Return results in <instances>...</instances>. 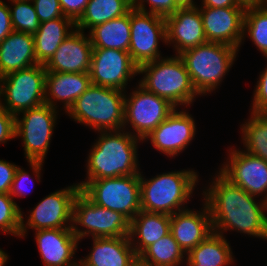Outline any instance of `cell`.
I'll use <instances>...</instances> for the list:
<instances>
[{"mask_svg": "<svg viewBox=\"0 0 267 266\" xmlns=\"http://www.w3.org/2000/svg\"><path fill=\"white\" fill-rule=\"evenodd\" d=\"M208 189L204 202L211 214L213 231L224 235L231 230L267 240V202L233 184L220 171Z\"/></svg>", "mask_w": 267, "mask_h": 266, "instance_id": "1", "label": "cell"}, {"mask_svg": "<svg viewBox=\"0 0 267 266\" xmlns=\"http://www.w3.org/2000/svg\"><path fill=\"white\" fill-rule=\"evenodd\" d=\"M98 133V140L92 146L86 161V180L140 174L137 143L142 139L123 129Z\"/></svg>", "mask_w": 267, "mask_h": 266, "instance_id": "2", "label": "cell"}, {"mask_svg": "<svg viewBox=\"0 0 267 266\" xmlns=\"http://www.w3.org/2000/svg\"><path fill=\"white\" fill-rule=\"evenodd\" d=\"M142 175L140 172L141 210L170 216L187 209L184 204L199 180L193 169L162 173L149 180Z\"/></svg>", "mask_w": 267, "mask_h": 266, "instance_id": "3", "label": "cell"}, {"mask_svg": "<svg viewBox=\"0 0 267 266\" xmlns=\"http://www.w3.org/2000/svg\"><path fill=\"white\" fill-rule=\"evenodd\" d=\"M125 94L114 88L91 85L66 112L95 131L124 129Z\"/></svg>", "mask_w": 267, "mask_h": 266, "instance_id": "4", "label": "cell"}, {"mask_svg": "<svg viewBox=\"0 0 267 266\" xmlns=\"http://www.w3.org/2000/svg\"><path fill=\"white\" fill-rule=\"evenodd\" d=\"M138 73H145L139 81L141 86L175 107H187L199 96L179 55L146 62L139 66Z\"/></svg>", "mask_w": 267, "mask_h": 266, "instance_id": "5", "label": "cell"}, {"mask_svg": "<svg viewBox=\"0 0 267 266\" xmlns=\"http://www.w3.org/2000/svg\"><path fill=\"white\" fill-rule=\"evenodd\" d=\"M238 51L226 44L207 42L182 52L179 57L185 64L194 88L202 96L220 86Z\"/></svg>", "mask_w": 267, "mask_h": 266, "instance_id": "6", "label": "cell"}, {"mask_svg": "<svg viewBox=\"0 0 267 266\" xmlns=\"http://www.w3.org/2000/svg\"><path fill=\"white\" fill-rule=\"evenodd\" d=\"M21 113V119L15 116V138H22L26 160L40 182V173L56 125L58 110L44 103Z\"/></svg>", "mask_w": 267, "mask_h": 266, "instance_id": "7", "label": "cell"}, {"mask_svg": "<svg viewBox=\"0 0 267 266\" xmlns=\"http://www.w3.org/2000/svg\"><path fill=\"white\" fill-rule=\"evenodd\" d=\"M96 205L116 211L131 221L141 211L139 174L77 183Z\"/></svg>", "mask_w": 267, "mask_h": 266, "instance_id": "8", "label": "cell"}, {"mask_svg": "<svg viewBox=\"0 0 267 266\" xmlns=\"http://www.w3.org/2000/svg\"><path fill=\"white\" fill-rule=\"evenodd\" d=\"M46 73L44 65L36 64L1 77L0 105L10 114L19 116L23 111L44 104Z\"/></svg>", "mask_w": 267, "mask_h": 266, "instance_id": "9", "label": "cell"}, {"mask_svg": "<svg viewBox=\"0 0 267 266\" xmlns=\"http://www.w3.org/2000/svg\"><path fill=\"white\" fill-rule=\"evenodd\" d=\"M84 227L85 230L77 226ZM72 230L79 239L129 237L130 221L121 213L100 207L92 202L82 191L74 199Z\"/></svg>", "mask_w": 267, "mask_h": 266, "instance_id": "10", "label": "cell"}, {"mask_svg": "<svg viewBox=\"0 0 267 266\" xmlns=\"http://www.w3.org/2000/svg\"><path fill=\"white\" fill-rule=\"evenodd\" d=\"M139 86L130 95L125 94V125L130 124L133 135L144 140L168 116L177 109L167 99L159 97Z\"/></svg>", "mask_w": 267, "mask_h": 266, "instance_id": "11", "label": "cell"}, {"mask_svg": "<svg viewBox=\"0 0 267 266\" xmlns=\"http://www.w3.org/2000/svg\"><path fill=\"white\" fill-rule=\"evenodd\" d=\"M80 191L81 188L76 183L50 193L32 211L30 210L26 223H24L23 212H21L20 237H25L27 228H33L35 231L72 229L73 203Z\"/></svg>", "mask_w": 267, "mask_h": 266, "instance_id": "12", "label": "cell"}, {"mask_svg": "<svg viewBox=\"0 0 267 266\" xmlns=\"http://www.w3.org/2000/svg\"><path fill=\"white\" fill-rule=\"evenodd\" d=\"M130 29L128 52L138 66L163 58L160 56L159 40L166 44L165 18L132 8Z\"/></svg>", "mask_w": 267, "mask_h": 266, "instance_id": "13", "label": "cell"}, {"mask_svg": "<svg viewBox=\"0 0 267 266\" xmlns=\"http://www.w3.org/2000/svg\"><path fill=\"white\" fill-rule=\"evenodd\" d=\"M139 66L129 52L118 49H93L90 79L93 85L126 91L128 81L138 75Z\"/></svg>", "mask_w": 267, "mask_h": 266, "instance_id": "14", "label": "cell"}, {"mask_svg": "<svg viewBox=\"0 0 267 266\" xmlns=\"http://www.w3.org/2000/svg\"><path fill=\"white\" fill-rule=\"evenodd\" d=\"M229 161L219 170L233 184L267 202V162L245 150L230 149Z\"/></svg>", "mask_w": 267, "mask_h": 266, "instance_id": "15", "label": "cell"}, {"mask_svg": "<svg viewBox=\"0 0 267 266\" xmlns=\"http://www.w3.org/2000/svg\"><path fill=\"white\" fill-rule=\"evenodd\" d=\"M204 34L208 42L239 49L243 40L246 7H200Z\"/></svg>", "mask_w": 267, "mask_h": 266, "instance_id": "16", "label": "cell"}, {"mask_svg": "<svg viewBox=\"0 0 267 266\" xmlns=\"http://www.w3.org/2000/svg\"><path fill=\"white\" fill-rule=\"evenodd\" d=\"M196 134L195 120L185 110H174L166 120H164L156 129H154L146 139L152 143L156 150L175 157L183 152Z\"/></svg>", "mask_w": 267, "mask_h": 266, "instance_id": "17", "label": "cell"}, {"mask_svg": "<svg viewBox=\"0 0 267 266\" xmlns=\"http://www.w3.org/2000/svg\"><path fill=\"white\" fill-rule=\"evenodd\" d=\"M93 46L89 35L75 28L44 65L47 72L89 73Z\"/></svg>", "mask_w": 267, "mask_h": 266, "instance_id": "18", "label": "cell"}, {"mask_svg": "<svg viewBox=\"0 0 267 266\" xmlns=\"http://www.w3.org/2000/svg\"><path fill=\"white\" fill-rule=\"evenodd\" d=\"M165 21L166 44H173L177 55L208 42L198 6L179 8L172 15L166 17Z\"/></svg>", "mask_w": 267, "mask_h": 266, "instance_id": "19", "label": "cell"}, {"mask_svg": "<svg viewBox=\"0 0 267 266\" xmlns=\"http://www.w3.org/2000/svg\"><path fill=\"white\" fill-rule=\"evenodd\" d=\"M202 209L197 212L187 208L171 215L170 232L186 255L214 232L205 202Z\"/></svg>", "mask_w": 267, "mask_h": 266, "instance_id": "20", "label": "cell"}, {"mask_svg": "<svg viewBox=\"0 0 267 266\" xmlns=\"http://www.w3.org/2000/svg\"><path fill=\"white\" fill-rule=\"evenodd\" d=\"M35 235L45 266H79V262L73 260L79 239L72 229L38 230Z\"/></svg>", "mask_w": 267, "mask_h": 266, "instance_id": "21", "label": "cell"}, {"mask_svg": "<svg viewBox=\"0 0 267 266\" xmlns=\"http://www.w3.org/2000/svg\"><path fill=\"white\" fill-rule=\"evenodd\" d=\"M92 239L93 248L79 260V266H138V256L129 237Z\"/></svg>", "mask_w": 267, "mask_h": 266, "instance_id": "22", "label": "cell"}, {"mask_svg": "<svg viewBox=\"0 0 267 266\" xmlns=\"http://www.w3.org/2000/svg\"><path fill=\"white\" fill-rule=\"evenodd\" d=\"M91 85L89 73L47 72L45 103L57 109L56 101H61L67 112Z\"/></svg>", "mask_w": 267, "mask_h": 266, "instance_id": "23", "label": "cell"}, {"mask_svg": "<svg viewBox=\"0 0 267 266\" xmlns=\"http://www.w3.org/2000/svg\"><path fill=\"white\" fill-rule=\"evenodd\" d=\"M36 64L33 34L12 31L0 43V78Z\"/></svg>", "mask_w": 267, "mask_h": 266, "instance_id": "24", "label": "cell"}, {"mask_svg": "<svg viewBox=\"0 0 267 266\" xmlns=\"http://www.w3.org/2000/svg\"><path fill=\"white\" fill-rule=\"evenodd\" d=\"M170 222V215L141 210L130 221L129 238L136 255L139 256L148 246L168 234Z\"/></svg>", "mask_w": 267, "mask_h": 266, "instance_id": "25", "label": "cell"}, {"mask_svg": "<svg viewBox=\"0 0 267 266\" xmlns=\"http://www.w3.org/2000/svg\"><path fill=\"white\" fill-rule=\"evenodd\" d=\"M75 23L70 18H57L40 23L37 32L33 34L35 54L38 64L45 65L59 45L75 29Z\"/></svg>", "mask_w": 267, "mask_h": 266, "instance_id": "26", "label": "cell"}, {"mask_svg": "<svg viewBox=\"0 0 267 266\" xmlns=\"http://www.w3.org/2000/svg\"><path fill=\"white\" fill-rule=\"evenodd\" d=\"M130 19L131 10L121 17L91 28L87 35L93 49L107 48L128 52L131 39Z\"/></svg>", "mask_w": 267, "mask_h": 266, "instance_id": "27", "label": "cell"}, {"mask_svg": "<svg viewBox=\"0 0 267 266\" xmlns=\"http://www.w3.org/2000/svg\"><path fill=\"white\" fill-rule=\"evenodd\" d=\"M187 266H228L234 262L226 238L213 232L186 255Z\"/></svg>", "mask_w": 267, "mask_h": 266, "instance_id": "28", "label": "cell"}, {"mask_svg": "<svg viewBox=\"0 0 267 266\" xmlns=\"http://www.w3.org/2000/svg\"><path fill=\"white\" fill-rule=\"evenodd\" d=\"M132 9V0H89L86 8L75 23V28L83 31L114 18L127 14Z\"/></svg>", "mask_w": 267, "mask_h": 266, "instance_id": "29", "label": "cell"}, {"mask_svg": "<svg viewBox=\"0 0 267 266\" xmlns=\"http://www.w3.org/2000/svg\"><path fill=\"white\" fill-rule=\"evenodd\" d=\"M186 254L171 232L148 246L138 256V266H178Z\"/></svg>", "mask_w": 267, "mask_h": 266, "instance_id": "30", "label": "cell"}, {"mask_svg": "<svg viewBox=\"0 0 267 266\" xmlns=\"http://www.w3.org/2000/svg\"><path fill=\"white\" fill-rule=\"evenodd\" d=\"M241 126L245 152L267 162V113L251 112L250 119Z\"/></svg>", "mask_w": 267, "mask_h": 266, "instance_id": "31", "label": "cell"}, {"mask_svg": "<svg viewBox=\"0 0 267 266\" xmlns=\"http://www.w3.org/2000/svg\"><path fill=\"white\" fill-rule=\"evenodd\" d=\"M243 33V40L248 34L254 45L267 58V0L259 5L246 7Z\"/></svg>", "mask_w": 267, "mask_h": 266, "instance_id": "32", "label": "cell"}, {"mask_svg": "<svg viewBox=\"0 0 267 266\" xmlns=\"http://www.w3.org/2000/svg\"><path fill=\"white\" fill-rule=\"evenodd\" d=\"M13 31L35 34L40 27V22L32 0H9ZM32 3V4H31Z\"/></svg>", "mask_w": 267, "mask_h": 266, "instance_id": "33", "label": "cell"}, {"mask_svg": "<svg viewBox=\"0 0 267 266\" xmlns=\"http://www.w3.org/2000/svg\"><path fill=\"white\" fill-rule=\"evenodd\" d=\"M21 212L9 194L0 193V230L3 233L20 237Z\"/></svg>", "mask_w": 267, "mask_h": 266, "instance_id": "34", "label": "cell"}, {"mask_svg": "<svg viewBox=\"0 0 267 266\" xmlns=\"http://www.w3.org/2000/svg\"><path fill=\"white\" fill-rule=\"evenodd\" d=\"M144 2L149 4V11L145 8L146 5ZM132 8L142 12L152 13L163 18L172 15L179 9L174 0H132Z\"/></svg>", "mask_w": 267, "mask_h": 266, "instance_id": "35", "label": "cell"}, {"mask_svg": "<svg viewBox=\"0 0 267 266\" xmlns=\"http://www.w3.org/2000/svg\"><path fill=\"white\" fill-rule=\"evenodd\" d=\"M39 22H45L64 16L59 0H32Z\"/></svg>", "mask_w": 267, "mask_h": 266, "instance_id": "36", "label": "cell"}, {"mask_svg": "<svg viewBox=\"0 0 267 266\" xmlns=\"http://www.w3.org/2000/svg\"><path fill=\"white\" fill-rule=\"evenodd\" d=\"M253 94L251 112L267 113V66L261 72Z\"/></svg>", "mask_w": 267, "mask_h": 266, "instance_id": "37", "label": "cell"}, {"mask_svg": "<svg viewBox=\"0 0 267 266\" xmlns=\"http://www.w3.org/2000/svg\"><path fill=\"white\" fill-rule=\"evenodd\" d=\"M15 138V116L0 105V144Z\"/></svg>", "mask_w": 267, "mask_h": 266, "instance_id": "38", "label": "cell"}, {"mask_svg": "<svg viewBox=\"0 0 267 266\" xmlns=\"http://www.w3.org/2000/svg\"><path fill=\"white\" fill-rule=\"evenodd\" d=\"M65 17L76 23L83 14L89 0H59Z\"/></svg>", "mask_w": 267, "mask_h": 266, "instance_id": "39", "label": "cell"}, {"mask_svg": "<svg viewBox=\"0 0 267 266\" xmlns=\"http://www.w3.org/2000/svg\"><path fill=\"white\" fill-rule=\"evenodd\" d=\"M17 165L0 159V193L9 194Z\"/></svg>", "mask_w": 267, "mask_h": 266, "instance_id": "40", "label": "cell"}, {"mask_svg": "<svg viewBox=\"0 0 267 266\" xmlns=\"http://www.w3.org/2000/svg\"><path fill=\"white\" fill-rule=\"evenodd\" d=\"M31 180V176L29 175V172L23 170L19 166L17 167L14 175L13 182L11 184V188L9 191V195L14 198L15 196L21 197L25 196L24 191H26L25 188V183L27 184L26 181ZM27 188V187H26Z\"/></svg>", "mask_w": 267, "mask_h": 266, "instance_id": "41", "label": "cell"}, {"mask_svg": "<svg viewBox=\"0 0 267 266\" xmlns=\"http://www.w3.org/2000/svg\"><path fill=\"white\" fill-rule=\"evenodd\" d=\"M13 31L9 6L0 0V43Z\"/></svg>", "mask_w": 267, "mask_h": 266, "instance_id": "42", "label": "cell"}, {"mask_svg": "<svg viewBox=\"0 0 267 266\" xmlns=\"http://www.w3.org/2000/svg\"><path fill=\"white\" fill-rule=\"evenodd\" d=\"M201 7L225 8V7H247L238 0H202Z\"/></svg>", "mask_w": 267, "mask_h": 266, "instance_id": "43", "label": "cell"}, {"mask_svg": "<svg viewBox=\"0 0 267 266\" xmlns=\"http://www.w3.org/2000/svg\"><path fill=\"white\" fill-rule=\"evenodd\" d=\"M174 2L179 8H191L197 6L194 0H174Z\"/></svg>", "mask_w": 267, "mask_h": 266, "instance_id": "44", "label": "cell"}, {"mask_svg": "<svg viewBox=\"0 0 267 266\" xmlns=\"http://www.w3.org/2000/svg\"><path fill=\"white\" fill-rule=\"evenodd\" d=\"M241 4L245 6L259 5L266 0H238Z\"/></svg>", "mask_w": 267, "mask_h": 266, "instance_id": "45", "label": "cell"}, {"mask_svg": "<svg viewBox=\"0 0 267 266\" xmlns=\"http://www.w3.org/2000/svg\"><path fill=\"white\" fill-rule=\"evenodd\" d=\"M8 255L2 249H0V266H4L8 260Z\"/></svg>", "mask_w": 267, "mask_h": 266, "instance_id": "46", "label": "cell"}]
</instances>
